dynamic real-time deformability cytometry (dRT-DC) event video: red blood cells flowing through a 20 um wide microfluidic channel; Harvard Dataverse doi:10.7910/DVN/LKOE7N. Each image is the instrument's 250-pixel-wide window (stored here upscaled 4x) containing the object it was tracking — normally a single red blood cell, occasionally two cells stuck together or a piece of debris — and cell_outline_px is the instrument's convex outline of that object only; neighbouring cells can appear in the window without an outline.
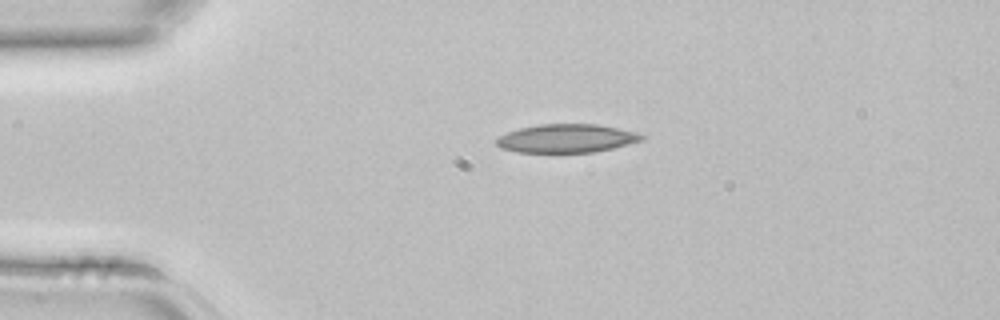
{"species": "common noctule bat (a hibernating species)", "species_latin": "Nyctalus noctula", "temperature_condition": "room temperature", "stored_images_in_passage": 2, "camera_frame_rate_fps": 3000, "um_per_image_px": 0.085, "animal": {"sex": "female", "body_mass_g": 22.7, "forearm_length_mm": 54.2}, "frame": {"image": 1, "passage_image": 1, "time_ms": 0.0, "image_size_px": [1000, 320], "cell_outline_px": [[648, 136], [644, 140], [612, 148], [592, 152], [516, 152], [500, 148], [492, 140], [508, 132], [520, 128], [540, 124], [596, 124], [636, 132]], "centroid_in_image_um": [48.14, 11.76], "position_along_channel_um": 36.9, "area_um2": 24.1}}